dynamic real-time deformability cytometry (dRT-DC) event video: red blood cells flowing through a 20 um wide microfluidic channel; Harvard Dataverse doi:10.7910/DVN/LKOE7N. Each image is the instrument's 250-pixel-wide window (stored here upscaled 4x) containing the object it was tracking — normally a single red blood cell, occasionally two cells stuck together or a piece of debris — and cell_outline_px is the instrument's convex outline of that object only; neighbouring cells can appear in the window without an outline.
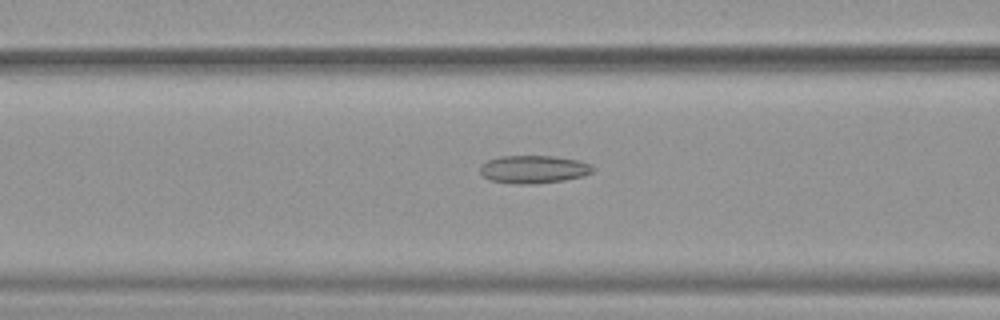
{"species": "common noctule bat (a hibernating species)", "species_latin": "Nyctalus noctula", "temperature_condition": "warm", "stored_images_in_passage": 52, "camera_frame_rate_fps": 3000, "um_per_image_px": 0.085, "animal": {"sex": "female", "body_mass_g": 19.9}, "frame": {"image": 1, "passage_image": 21, "time_ms": 6.667, "image_size_px": [1000, 320], "cell_outline_px": [[596, 168], [592, 172], [584, 176], [564, 180], [536, 184], [512, 184], [492, 180], [484, 176], [480, 172], [480, 164], [488, 160], [500, 156], [556, 156], [580, 160], [592, 164]], "centroid_in_image_um": [45.4, 14.39], "position_along_channel_um": 121.2, "area_um2": 18.61}}
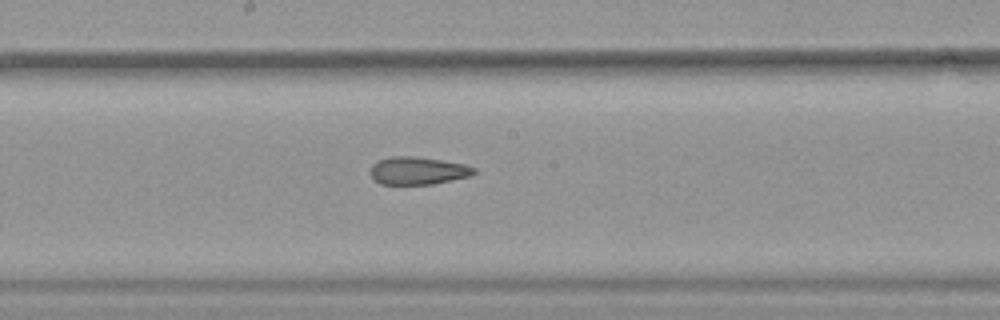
{"frame": {"image": 2, "passage_image": 28, "time_ms": 9.0, "image_size_px": [1000, 320], "cell_outline_px": [[476, 172], [472, 176], [432, 184], [380, 184], [372, 180], [368, 172], [372, 164], [388, 156], [416, 156], [464, 164], [476, 168]], "centroid_in_image_um": [35.47, 14.51], "position_along_channel_um": 212.7, "area_um2": 16.99}}
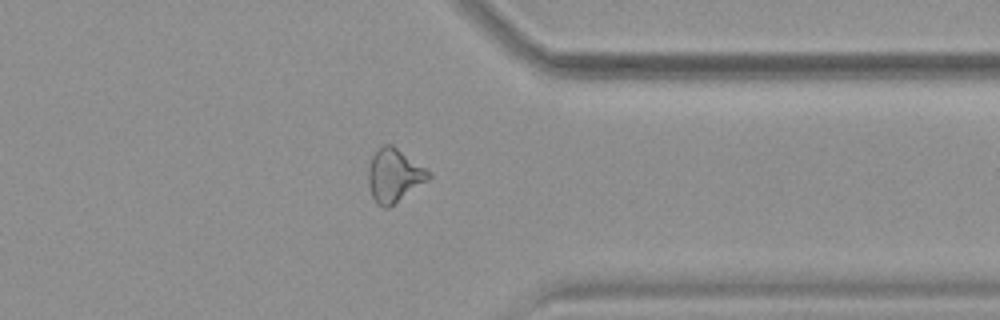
{"frame": {"image": 3, "passage_image": 41, "time_ms": 13.333, "image_size_px": [1000, 320], "cell_outline_px": [[432, 176], [428, 180], [388, 208], [384, 208], [376, 204], [372, 196], [368, 184], [368, 168], [372, 156], [384, 144], [392, 144], [432, 172]], "centroid_in_image_um": [33.51, 14.91], "position_along_channel_um": 377.9, "area_um2": 18.73}, "authors_computed_cell_mechanics": {"area_um2": 19.3919, "velocity_mm_per_s": 3.9249, "shape_relaxation_time_tau1_ms": null, "shape_relaxation_time_tau2_ms": 2.0363, "deformation_change_tau1": null, "deformation_change_tau2": 0.0999}}